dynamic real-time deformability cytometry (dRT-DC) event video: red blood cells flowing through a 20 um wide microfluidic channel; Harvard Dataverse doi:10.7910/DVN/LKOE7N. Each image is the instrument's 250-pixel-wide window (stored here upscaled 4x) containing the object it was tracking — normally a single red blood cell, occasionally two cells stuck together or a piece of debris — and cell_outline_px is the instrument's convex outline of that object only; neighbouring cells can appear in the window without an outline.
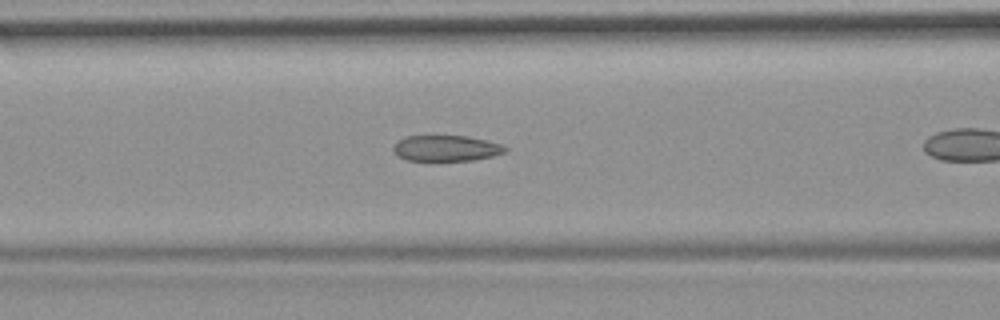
{"species": "common noctule bat (a hibernating species)", "species_latin": "Nyctalus noctula", "temperature_condition": "room temperature", "stored_images_in_passage": 30, "camera_frame_rate_fps": 3000, "um_per_image_px": 0.085, "animal": {"sex": "female", "body_mass_g": 19.9}, "frame": {"image": 1, "passage_image": 9, "time_ms": 2.667, "image_size_px": [1000, 320], "cell_outline_px": [[508, 152], [492, 156], [472, 160], [404, 160], [396, 156], [392, 148], [396, 140], [404, 136], [468, 136], [488, 140], [500, 144], [508, 148]], "centroid_in_image_um": [37.89, 12.59], "position_along_channel_um": 128.7, "area_um2": 17.05}}
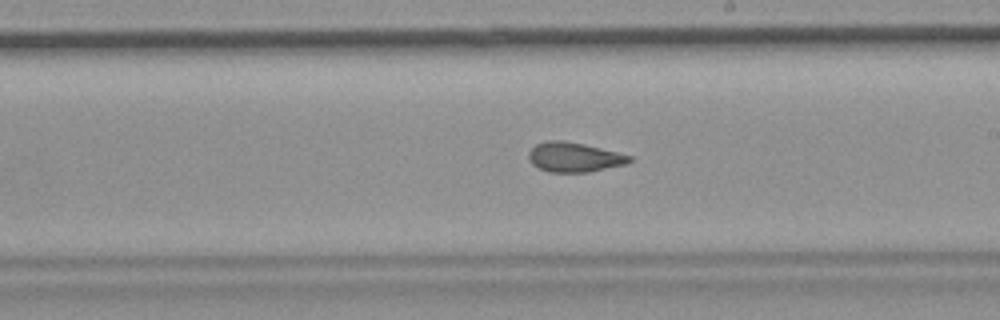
{"frame": {"image": 2, "passage_image": 18, "time_ms": 5.667, "image_size_px": [1000, 320], "cell_outline_px": [[632, 160], [628, 164], [588, 172], [548, 172], [532, 164], [528, 156], [528, 152], [536, 144], [548, 140], [564, 140], [584, 144], [632, 156]], "centroid_in_image_um": [48.81, 13.36], "position_along_channel_um": 240.2, "area_um2": 17.4}}